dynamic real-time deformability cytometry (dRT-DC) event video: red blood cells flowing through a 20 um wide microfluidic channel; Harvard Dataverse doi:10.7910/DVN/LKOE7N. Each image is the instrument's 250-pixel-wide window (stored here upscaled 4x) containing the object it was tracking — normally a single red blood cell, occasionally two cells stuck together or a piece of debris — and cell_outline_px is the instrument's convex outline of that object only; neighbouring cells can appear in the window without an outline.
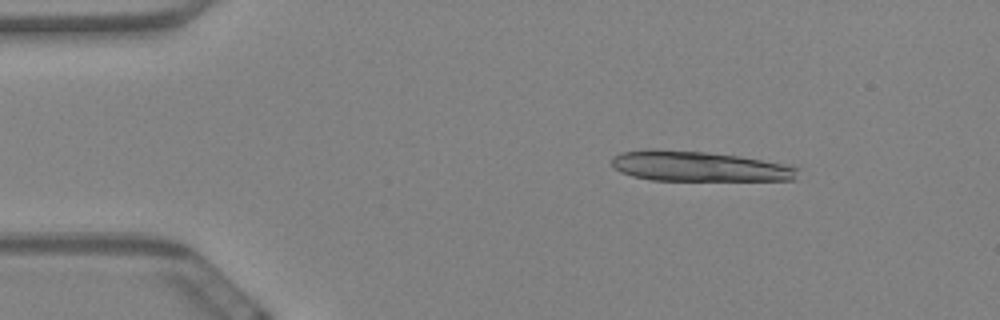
{"species": "Egyptian fruit bat (a non-hibernating species)", "species_latin": "Rousettus aegyptiacus", "temperature_condition": "warm", "stored_images_in_passage": 17, "camera_frame_rate_fps": 3000, "um_per_image_px": 0.085, "animal": {"sex": "female"}, "frame": {"image": 1, "passage_image": 8, "time_ms": 2.333, "image_size_px": [1000, 320], "cell_outline_px": [[800, 168], [792, 180], [652, 180], [632, 176], [620, 172], [612, 168], [612, 156], [620, 152], [708, 152], [740, 156], [784, 164]], "centroid_in_image_um": [59.44, 14.18], "position_along_channel_um": 25.6, "area_um2": 31.56}}